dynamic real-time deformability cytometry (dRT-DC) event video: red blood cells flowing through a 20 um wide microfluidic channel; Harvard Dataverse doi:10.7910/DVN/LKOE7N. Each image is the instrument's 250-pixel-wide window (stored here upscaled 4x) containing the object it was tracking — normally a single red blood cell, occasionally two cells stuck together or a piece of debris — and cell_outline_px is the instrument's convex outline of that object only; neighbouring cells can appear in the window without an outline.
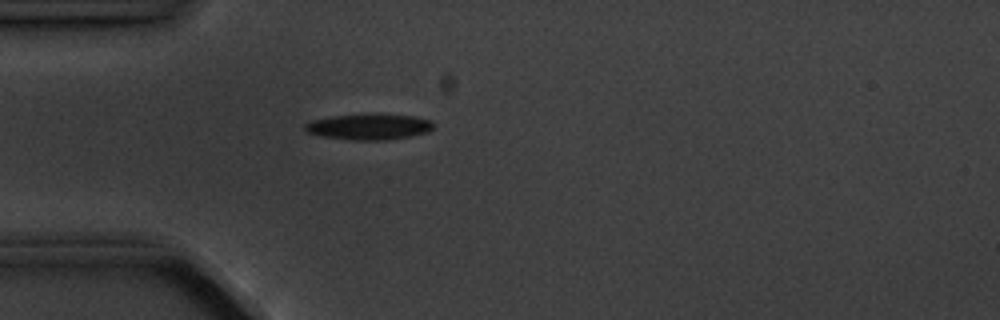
{"species": "common noctule bat (a hibernating species)", "species_latin": "Nyctalus noctula", "temperature_condition": "cold", "stored_images_in_passage": 5, "camera_frame_rate_fps": 3000, "um_per_image_px": 0.085, "animal": {"sex": "male", "body_mass_g": 20.1, "forearm_length_mm": 53.5}, "frame": {"image": 1, "passage_image": 5, "time_ms": 4.333, "image_size_px": [1000, 320], "cell_outline_px": [[432, 128], [428, 132], [408, 136], [384, 140], [352, 140], [324, 136], [308, 132], [304, 128], [304, 124], [312, 120], [332, 116], [368, 112], [380, 112], [412, 116], [432, 120]], "centroid_in_image_um": [31.37, 10.73], "position_along_channel_um": 53.6, "area_um2": 19.71}}